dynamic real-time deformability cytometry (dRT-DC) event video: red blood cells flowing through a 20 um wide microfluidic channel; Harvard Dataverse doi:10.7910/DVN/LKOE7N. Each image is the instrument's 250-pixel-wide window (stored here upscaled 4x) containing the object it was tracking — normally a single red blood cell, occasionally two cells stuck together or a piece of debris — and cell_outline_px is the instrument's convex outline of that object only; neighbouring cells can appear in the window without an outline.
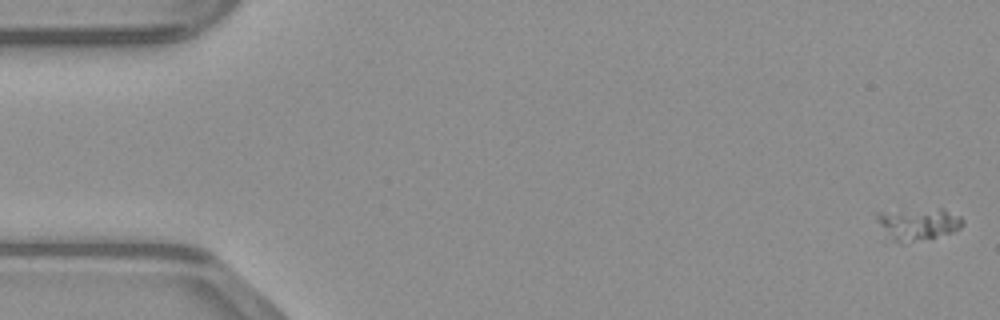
{"species": "common noctule bat (a hibernating species)", "species_latin": "Nyctalus noctula", "temperature_condition": "warm", "stored_images_in_passage": 49, "camera_frame_rate_fps": 3000, "um_per_image_px": 0.085, "animal": {"sex": "male", "body_mass_g": 23.1, "forearm_length_mm": 52.7}, "frame": {"image": 1, "passage_image": 1, "time_ms": 0.0, "image_size_px": [1000, 320], "cell_outline_px": [[964, 224], [960, 228], [952, 232], [932, 240], [900, 244], [892, 240], [880, 224], [876, 216], [876, 212], [940, 208], [960, 216], [964, 220]], "centroid_in_image_um": [78.09, 19.07], "position_along_channel_um": 6.9, "area_um2": 16.3}}
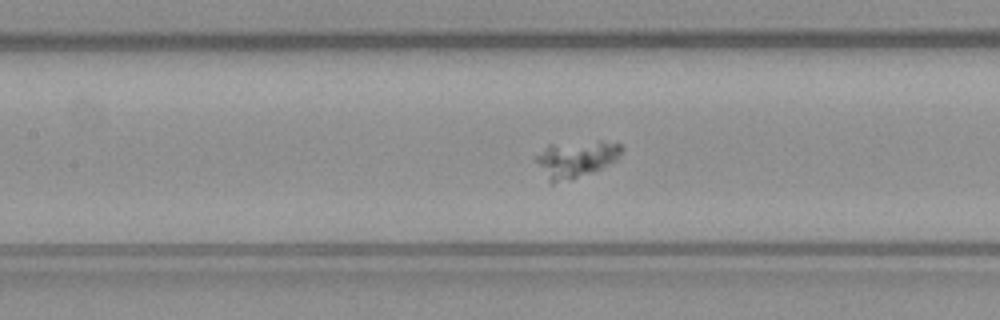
{"frame": {"image": 2, "passage_image": 22, "time_ms": 7.0, "image_size_px": [1000, 320], "cell_outline_px": [[624, 148], [612, 160], [600, 168], [568, 180], [552, 184], [548, 180], [536, 160], [536, 156], [548, 144], [600, 140], [620, 144]], "centroid_in_image_um": [48.91, 13.48], "position_along_channel_um": 158.5, "area_um2": 17.74}}
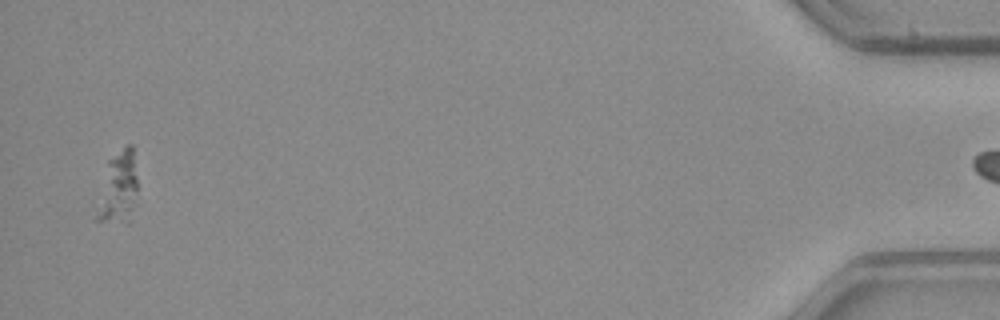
{"frame": {"image": 3, "passage_image": 48, "time_ms": 15.667, "image_size_px": [1000, 320], "cell_outline_px": [[136, 188], [132, 208], [128, 224], [96, 220], [96, 216], [108, 160], [128, 144], [132, 144], [136, 176]], "centroid_in_image_um": [10.06, 15.98], "position_along_channel_um": 425.1, "area_um2": 16.24}}